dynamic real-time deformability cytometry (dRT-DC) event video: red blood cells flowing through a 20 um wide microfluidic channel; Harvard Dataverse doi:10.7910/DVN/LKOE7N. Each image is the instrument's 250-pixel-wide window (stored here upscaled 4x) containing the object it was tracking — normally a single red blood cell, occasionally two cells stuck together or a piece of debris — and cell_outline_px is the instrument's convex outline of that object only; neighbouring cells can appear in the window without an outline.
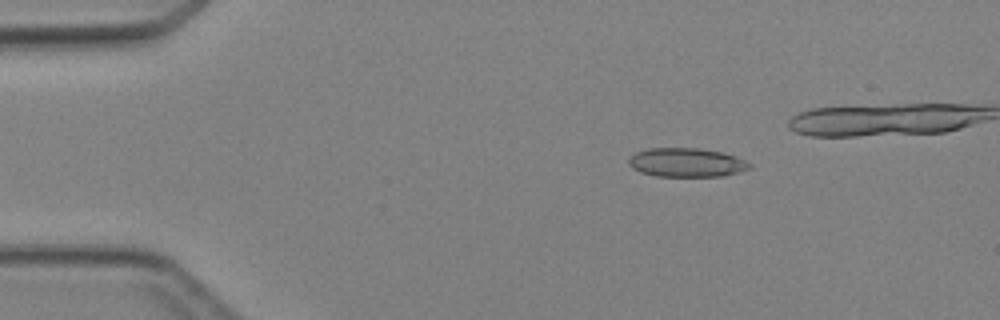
{"species": "Egyptian fruit bat (a non-hibernating species)", "species_latin": "Rousettus aegyptiacus", "temperature_condition": "cold", "stored_images_in_passage": 5, "camera_frame_rate_fps": 3000, "um_per_image_px": 0.085, "animal": {"sex": "female"}, "frame": {"image": 1, "passage_image": 2, "time_ms": 1.333, "image_size_px": [1000, 320], "cell_outline_px": [[752, 168], [740, 172], [724, 176], [656, 176], [640, 172], [632, 168], [628, 164], [628, 160], [636, 152], [648, 148], [700, 148], [724, 152], [736, 156], [752, 164]], "centroid_in_image_um": [58.39, 13.81], "position_along_channel_um": 26.6, "area_um2": 20.58}}